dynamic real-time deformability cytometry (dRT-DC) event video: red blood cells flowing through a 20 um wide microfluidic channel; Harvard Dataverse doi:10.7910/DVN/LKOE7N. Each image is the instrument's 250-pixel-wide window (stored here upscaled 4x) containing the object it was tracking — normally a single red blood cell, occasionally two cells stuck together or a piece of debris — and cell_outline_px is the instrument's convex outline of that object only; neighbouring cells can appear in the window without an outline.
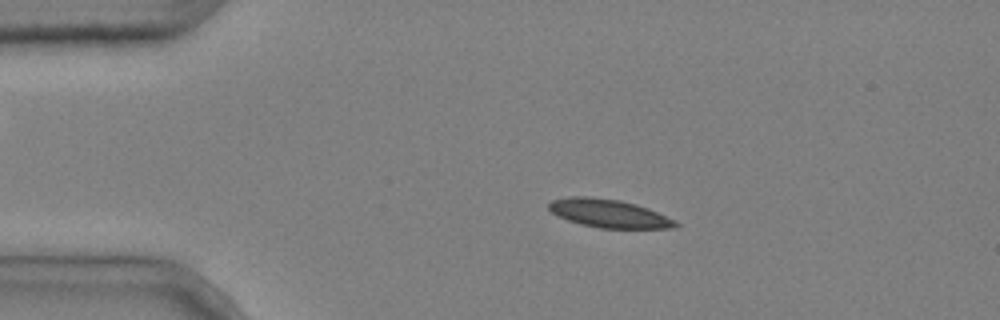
{"species": "common noctule bat (a hibernating species)", "species_latin": "Nyctalus noctula", "temperature_condition": "cold", "stored_images_in_passage": 4, "camera_frame_rate_fps": 3000, "um_per_image_px": 0.085, "animal": {"sex": "male", "body_mass_g": 20.4}, "frame": {"image": 1, "passage_image": 3, "time_ms": 0.667, "image_size_px": [1000, 320], "cell_outline_px": [[680, 224], [676, 228], [600, 228], [580, 224], [568, 220], [552, 212], [548, 208], [548, 204], [552, 200], [568, 196], [588, 196], [620, 200], [636, 204], [648, 208], [676, 220]], "centroid_in_image_um": [51.77, 18.14], "position_along_channel_um": 33.2, "area_um2": 20.92}}